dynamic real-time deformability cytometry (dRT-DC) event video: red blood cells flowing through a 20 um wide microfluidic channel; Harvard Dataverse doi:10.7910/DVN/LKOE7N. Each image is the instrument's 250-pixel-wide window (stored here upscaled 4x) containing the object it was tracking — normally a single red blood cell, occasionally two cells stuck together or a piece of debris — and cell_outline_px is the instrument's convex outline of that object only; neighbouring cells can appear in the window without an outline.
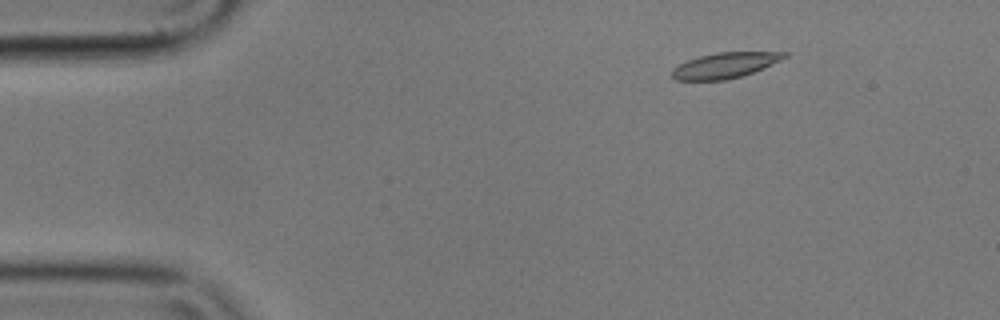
{"species": "common noctule bat (a hibernating species)", "species_latin": "Nyctalus noctula", "temperature_condition": "cold", "stored_images_in_passage": 8, "camera_frame_rate_fps": 3000, "um_per_image_px": 0.085, "animal": {"sex": "male", "body_mass_g": 17.9}, "frame": {"image": 1, "passage_image": 2, "time_ms": 0.333, "image_size_px": [1000, 320], "cell_outline_px": [[792, 52], [788, 56], [764, 68], [740, 76], [724, 80], [676, 80], [672, 76], [672, 68], [688, 60], [700, 56], [716, 52]], "centroid_in_image_um": [61.64, 5.54], "position_along_channel_um": 23.4, "area_um2": 16.59}}
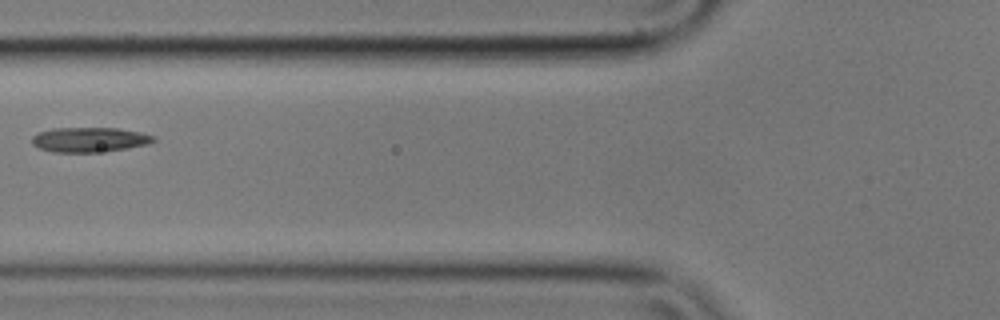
{"frame": {"image": 2, "passage_image": 6, "time_ms": 1.667, "image_size_px": [1000, 320], "cell_outline_px": [[156, 140], [148, 144], [128, 148], [96, 152], [52, 152], [40, 148], [32, 144], [32, 136], [40, 132], [52, 128], [116, 128], [140, 132], [156, 136]], "centroid_in_image_um": [7.62, 11.87], "position_along_channel_um": 118.2, "area_um2": 17.51}}
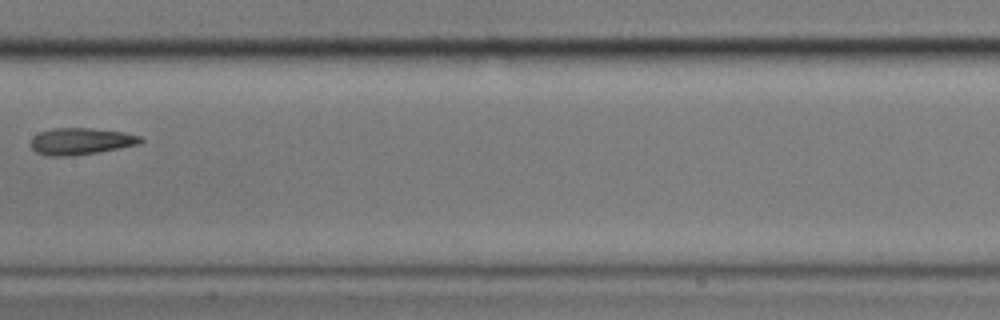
{"frame": {"image": 3, "passage_image": 8, "time_ms": 2.333, "image_size_px": [1000, 320], "cell_outline_px": [[144, 140], [140, 144], [96, 152], [72, 156], [48, 156], [36, 152], [32, 148], [32, 136], [40, 132], [52, 128], [92, 128], [124, 132], [140, 136]], "centroid_in_image_um": [6.87, 12.0], "position_along_channel_um": 200.5, "area_um2": 17.05}}